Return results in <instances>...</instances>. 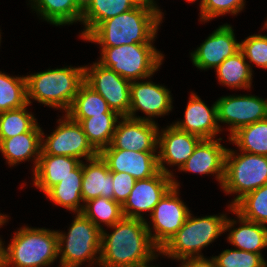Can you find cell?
<instances>
[{
  "instance_id": "9c48e42d",
  "label": "cell",
  "mask_w": 267,
  "mask_h": 267,
  "mask_svg": "<svg viewBox=\"0 0 267 267\" xmlns=\"http://www.w3.org/2000/svg\"><path fill=\"white\" fill-rule=\"evenodd\" d=\"M63 118L58 120L59 126L46 139L42 131L40 155L68 156L79 160L83 157L85 160L95 158L98 152L88 142L81 124L67 114Z\"/></svg>"
},
{
  "instance_id": "8fae6325",
  "label": "cell",
  "mask_w": 267,
  "mask_h": 267,
  "mask_svg": "<svg viewBox=\"0 0 267 267\" xmlns=\"http://www.w3.org/2000/svg\"><path fill=\"white\" fill-rule=\"evenodd\" d=\"M85 83L101 95L111 110L121 117L128 116L130 110V81L101 64L93 63L84 67Z\"/></svg>"
},
{
  "instance_id": "f546056e",
  "label": "cell",
  "mask_w": 267,
  "mask_h": 267,
  "mask_svg": "<svg viewBox=\"0 0 267 267\" xmlns=\"http://www.w3.org/2000/svg\"><path fill=\"white\" fill-rule=\"evenodd\" d=\"M33 1V2H32ZM32 8L53 25L60 26L81 22L82 15L76 10L75 0H30Z\"/></svg>"
},
{
  "instance_id": "5b68a950",
  "label": "cell",
  "mask_w": 267,
  "mask_h": 267,
  "mask_svg": "<svg viewBox=\"0 0 267 267\" xmlns=\"http://www.w3.org/2000/svg\"><path fill=\"white\" fill-rule=\"evenodd\" d=\"M190 213L183 226L170 241L160 250L158 255L180 260L189 257H202L201 249L210 245L225 232L227 216L210 215L194 218Z\"/></svg>"
},
{
  "instance_id": "e0dca14e",
  "label": "cell",
  "mask_w": 267,
  "mask_h": 267,
  "mask_svg": "<svg viewBox=\"0 0 267 267\" xmlns=\"http://www.w3.org/2000/svg\"><path fill=\"white\" fill-rule=\"evenodd\" d=\"M228 24L221 25L191 53L193 65L199 69L217 68L225 59L240 51L241 43L235 39Z\"/></svg>"
},
{
  "instance_id": "d4e9b609",
  "label": "cell",
  "mask_w": 267,
  "mask_h": 267,
  "mask_svg": "<svg viewBox=\"0 0 267 267\" xmlns=\"http://www.w3.org/2000/svg\"><path fill=\"white\" fill-rule=\"evenodd\" d=\"M83 178V162L71 172V175L62 179L50 188L45 194L54 204L67 208L76 213H82L84 205L81 196Z\"/></svg>"
},
{
  "instance_id": "4dcf8cb0",
  "label": "cell",
  "mask_w": 267,
  "mask_h": 267,
  "mask_svg": "<svg viewBox=\"0 0 267 267\" xmlns=\"http://www.w3.org/2000/svg\"><path fill=\"white\" fill-rule=\"evenodd\" d=\"M229 140L239 147V151L267 156V119L238 129Z\"/></svg>"
},
{
  "instance_id": "7bdbcfd3",
  "label": "cell",
  "mask_w": 267,
  "mask_h": 267,
  "mask_svg": "<svg viewBox=\"0 0 267 267\" xmlns=\"http://www.w3.org/2000/svg\"><path fill=\"white\" fill-rule=\"evenodd\" d=\"M4 244L0 239V267H4Z\"/></svg>"
},
{
  "instance_id": "cb8c5ba5",
  "label": "cell",
  "mask_w": 267,
  "mask_h": 267,
  "mask_svg": "<svg viewBox=\"0 0 267 267\" xmlns=\"http://www.w3.org/2000/svg\"><path fill=\"white\" fill-rule=\"evenodd\" d=\"M81 160L75 157L40 155L38 164L34 168V185L46 193L62 179L71 175Z\"/></svg>"
},
{
  "instance_id": "484cf974",
  "label": "cell",
  "mask_w": 267,
  "mask_h": 267,
  "mask_svg": "<svg viewBox=\"0 0 267 267\" xmlns=\"http://www.w3.org/2000/svg\"><path fill=\"white\" fill-rule=\"evenodd\" d=\"M66 114L71 119H85L97 115H119L111 110L104 98L85 82L79 87L78 93Z\"/></svg>"
},
{
  "instance_id": "8d00e7d4",
  "label": "cell",
  "mask_w": 267,
  "mask_h": 267,
  "mask_svg": "<svg viewBox=\"0 0 267 267\" xmlns=\"http://www.w3.org/2000/svg\"><path fill=\"white\" fill-rule=\"evenodd\" d=\"M245 59L267 69V35H251L241 42Z\"/></svg>"
},
{
  "instance_id": "74e56055",
  "label": "cell",
  "mask_w": 267,
  "mask_h": 267,
  "mask_svg": "<svg viewBox=\"0 0 267 267\" xmlns=\"http://www.w3.org/2000/svg\"><path fill=\"white\" fill-rule=\"evenodd\" d=\"M244 3V0H205L200 8V19L206 22L227 13L237 15L242 11Z\"/></svg>"
},
{
  "instance_id": "9a60e30c",
  "label": "cell",
  "mask_w": 267,
  "mask_h": 267,
  "mask_svg": "<svg viewBox=\"0 0 267 267\" xmlns=\"http://www.w3.org/2000/svg\"><path fill=\"white\" fill-rule=\"evenodd\" d=\"M170 91L152 81L130 83L129 118L155 122L151 117L163 116L172 111V97ZM141 110L149 117H137L136 111Z\"/></svg>"
},
{
  "instance_id": "30bf717a",
  "label": "cell",
  "mask_w": 267,
  "mask_h": 267,
  "mask_svg": "<svg viewBox=\"0 0 267 267\" xmlns=\"http://www.w3.org/2000/svg\"><path fill=\"white\" fill-rule=\"evenodd\" d=\"M179 183L173 179V186L164 194L150 214L152 227L151 235L154 245L161 250L176 232L183 226L190 214V210L179 199Z\"/></svg>"
},
{
  "instance_id": "2e32d148",
  "label": "cell",
  "mask_w": 267,
  "mask_h": 267,
  "mask_svg": "<svg viewBox=\"0 0 267 267\" xmlns=\"http://www.w3.org/2000/svg\"><path fill=\"white\" fill-rule=\"evenodd\" d=\"M161 134V135H160ZM160 135V136H159ZM202 140L197 135L181 131L173 124L165 130L158 131V145L160 150L158 151V164L159 169L163 173L173 176L167 165H178L179 170L185 164V162L191 157L198 143Z\"/></svg>"
},
{
  "instance_id": "7c38bea8",
  "label": "cell",
  "mask_w": 267,
  "mask_h": 267,
  "mask_svg": "<svg viewBox=\"0 0 267 267\" xmlns=\"http://www.w3.org/2000/svg\"><path fill=\"white\" fill-rule=\"evenodd\" d=\"M216 103L218 123L230 125V136L244 126L267 119V99L230 95L221 97Z\"/></svg>"
},
{
  "instance_id": "1f68e13d",
  "label": "cell",
  "mask_w": 267,
  "mask_h": 267,
  "mask_svg": "<svg viewBox=\"0 0 267 267\" xmlns=\"http://www.w3.org/2000/svg\"><path fill=\"white\" fill-rule=\"evenodd\" d=\"M82 213L101 230V222L111 227L124 217L122 205L114 199L105 197H97L86 202Z\"/></svg>"
},
{
  "instance_id": "44dd1931",
  "label": "cell",
  "mask_w": 267,
  "mask_h": 267,
  "mask_svg": "<svg viewBox=\"0 0 267 267\" xmlns=\"http://www.w3.org/2000/svg\"><path fill=\"white\" fill-rule=\"evenodd\" d=\"M83 162L81 196L84 204L97 197L113 199V180L106 162L98 154L95 158Z\"/></svg>"
},
{
  "instance_id": "ba28073f",
  "label": "cell",
  "mask_w": 267,
  "mask_h": 267,
  "mask_svg": "<svg viewBox=\"0 0 267 267\" xmlns=\"http://www.w3.org/2000/svg\"><path fill=\"white\" fill-rule=\"evenodd\" d=\"M236 155L227 149L222 189L227 194H239L229 205L233 207L246 194L267 184V156L242 152Z\"/></svg>"
},
{
  "instance_id": "ee69618b",
  "label": "cell",
  "mask_w": 267,
  "mask_h": 267,
  "mask_svg": "<svg viewBox=\"0 0 267 267\" xmlns=\"http://www.w3.org/2000/svg\"><path fill=\"white\" fill-rule=\"evenodd\" d=\"M8 216L0 214V226L4 225L6 223V219Z\"/></svg>"
},
{
  "instance_id": "4fadbf2b",
  "label": "cell",
  "mask_w": 267,
  "mask_h": 267,
  "mask_svg": "<svg viewBox=\"0 0 267 267\" xmlns=\"http://www.w3.org/2000/svg\"><path fill=\"white\" fill-rule=\"evenodd\" d=\"M158 131L155 122L123 116L116 125L110 145L104 149L157 152Z\"/></svg>"
},
{
  "instance_id": "f1b7e54d",
  "label": "cell",
  "mask_w": 267,
  "mask_h": 267,
  "mask_svg": "<svg viewBox=\"0 0 267 267\" xmlns=\"http://www.w3.org/2000/svg\"><path fill=\"white\" fill-rule=\"evenodd\" d=\"M120 115H97L85 119H72L81 124L88 142L99 153L111 143Z\"/></svg>"
},
{
  "instance_id": "d6986e66",
  "label": "cell",
  "mask_w": 267,
  "mask_h": 267,
  "mask_svg": "<svg viewBox=\"0 0 267 267\" xmlns=\"http://www.w3.org/2000/svg\"><path fill=\"white\" fill-rule=\"evenodd\" d=\"M186 106L184 120L173 125L181 131L199 136L202 139L216 137L222 131L218 124L217 103L210 108L196 94H191Z\"/></svg>"
},
{
  "instance_id": "4316f807",
  "label": "cell",
  "mask_w": 267,
  "mask_h": 267,
  "mask_svg": "<svg viewBox=\"0 0 267 267\" xmlns=\"http://www.w3.org/2000/svg\"><path fill=\"white\" fill-rule=\"evenodd\" d=\"M134 0H92L89 9L82 15L84 30L81 33L85 39L100 23L129 11L136 6Z\"/></svg>"
},
{
  "instance_id": "ac0fdd59",
  "label": "cell",
  "mask_w": 267,
  "mask_h": 267,
  "mask_svg": "<svg viewBox=\"0 0 267 267\" xmlns=\"http://www.w3.org/2000/svg\"><path fill=\"white\" fill-rule=\"evenodd\" d=\"M110 172H126L136 180L155 176L159 171L158 154L155 152L102 149L98 153Z\"/></svg>"
},
{
  "instance_id": "52a82bcc",
  "label": "cell",
  "mask_w": 267,
  "mask_h": 267,
  "mask_svg": "<svg viewBox=\"0 0 267 267\" xmlns=\"http://www.w3.org/2000/svg\"><path fill=\"white\" fill-rule=\"evenodd\" d=\"M68 234H58V255L63 267H79L88 260L89 264L99 265L102 230L83 213H76ZM96 254H99L96 257ZM95 257V258H94ZM97 258V259H96ZM96 262H94V261Z\"/></svg>"
},
{
  "instance_id": "5bb4252c",
  "label": "cell",
  "mask_w": 267,
  "mask_h": 267,
  "mask_svg": "<svg viewBox=\"0 0 267 267\" xmlns=\"http://www.w3.org/2000/svg\"><path fill=\"white\" fill-rule=\"evenodd\" d=\"M173 186V177L162 171L147 179L137 180L122 205L124 217L143 218L141 212L154 210L164 194Z\"/></svg>"
},
{
  "instance_id": "277c9868",
  "label": "cell",
  "mask_w": 267,
  "mask_h": 267,
  "mask_svg": "<svg viewBox=\"0 0 267 267\" xmlns=\"http://www.w3.org/2000/svg\"><path fill=\"white\" fill-rule=\"evenodd\" d=\"M4 247V267H46L58 254V234L45 228L21 227Z\"/></svg>"
},
{
  "instance_id": "ab89813d",
  "label": "cell",
  "mask_w": 267,
  "mask_h": 267,
  "mask_svg": "<svg viewBox=\"0 0 267 267\" xmlns=\"http://www.w3.org/2000/svg\"><path fill=\"white\" fill-rule=\"evenodd\" d=\"M183 262L180 267H216V263L213 259H207L202 257H189L181 259Z\"/></svg>"
},
{
  "instance_id": "83f0119b",
  "label": "cell",
  "mask_w": 267,
  "mask_h": 267,
  "mask_svg": "<svg viewBox=\"0 0 267 267\" xmlns=\"http://www.w3.org/2000/svg\"><path fill=\"white\" fill-rule=\"evenodd\" d=\"M216 69L219 82L232 88L250 89L252 85V68L246 62L243 52L240 50L231 57L225 59Z\"/></svg>"
},
{
  "instance_id": "60d3db41",
  "label": "cell",
  "mask_w": 267,
  "mask_h": 267,
  "mask_svg": "<svg viewBox=\"0 0 267 267\" xmlns=\"http://www.w3.org/2000/svg\"><path fill=\"white\" fill-rule=\"evenodd\" d=\"M92 0H75L76 10L83 15L90 7Z\"/></svg>"
},
{
  "instance_id": "6da1fadb",
  "label": "cell",
  "mask_w": 267,
  "mask_h": 267,
  "mask_svg": "<svg viewBox=\"0 0 267 267\" xmlns=\"http://www.w3.org/2000/svg\"><path fill=\"white\" fill-rule=\"evenodd\" d=\"M110 228L114 230L111 234L102 230L99 266L153 267L149 263L160 250L151 240L145 219L123 217Z\"/></svg>"
},
{
  "instance_id": "3957f363",
  "label": "cell",
  "mask_w": 267,
  "mask_h": 267,
  "mask_svg": "<svg viewBox=\"0 0 267 267\" xmlns=\"http://www.w3.org/2000/svg\"><path fill=\"white\" fill-rule=\"evenodd\" d=\"M84 67L48 69L25 76L28 104H31L32 99L66 113L85 81Z\"/></svg>"
},
{
  "instance_id": "ffe728a7",
  "label": "cell",
  "mask_w": 267,
  "mask_h": 267,
  "mask_svg": "<svg viewBox=\"0 0 267 267\" xmlns=\"http://www.w3.org/2000/svg\"><path fill=\"white\" fill-rule=\"evenodd\" d=\"M214 139H202L180 170L199 174H216V179L222 185L227 148L220 144L222 138Z\"/></svg>"
},
{
  "instance_id": "7a4b0ae2",
  "label": "cell",
  "mask_w": 267,
  "mask_h": 267,
  "mask_svg": "<svg viewBox=\"0 0 267 267\" xmlns=\"http://www.w3.org/2000/svg\"><path fill=\"white\" fill-rule=\"evenodd\" d=\"M161 21L159 12L137 4L131 10L100 23L84 40L98 43L101 48L153 43Z\"/></svg>"
},
{
  "instance_id": "b9f144b4",
  "label": "cell",
  "mask_w": 267,
  "mask_h": 267,
  "mask_svg": "<svg viewBox=\"0 0 267 267\" xmlns=\"http://www.w3.org/2000/svg\"><path fill=\"white\" fill-rule=\"evenodd\" d=\"M134 1L138 5H145V6H148L152 9H154L155 11L159 12L163 16V13L161 12V10L158 9V7H156L157 5L155 4L154 0H134Z\"/></svg>"
},
{
  "instance_id": "836d02e7",
  "label": "cell",
  "mask_w": 267,
  "mask_h": 267,
  "mask_svg": "<svg viewBox=\"0 0 267 267\" xmlns=\"http://www.w3.org/2000/svg\"><path fill=\"white\" fill-rule=\"evenodd\" d=\"M233 209L247 220L267 224V184L246 194Z\"/></svg>"
},
{
  "instance_id": "d590c367",
  "label": "cell",
  "mask_w": 267,
  "mask_h": 267,
  "mask_svg": "<svg viewBox=\"0 0 267 267\" xmlns=\"http://www.w3.org/2000/svg\"><path fill=\"white\" fill-rule=\"evenodd\" d=\"M213 259L216 267H267L262 254L238 249H226Z\"/></svg>"
},
{
  "instance_id": "f35d334b",
  "label": "cell",
  "mask_w": 267,
  "mask_h": 267,
  "mask_svg": "<svg viewBox=\"0 0 267 267\" xmlns=\"http://www.w3.org/2000/svg\"><path fill=\"white\" fill-rule=\"evenodd\" d=\"M113 199L123 205L137 181L126 172H112Z\"/></svg>"
},
{
  "instance_id": "d6a6232c",
  "label": "cell",
  "mask_w": 267,
  "mask_h": 267,
  "mask_svg": "<svg viewBox=\"0 0 267 267\" xmlns=\"http://www.w3.org/2000/svg\"><path fill=\"white\" fill-rule=\"evenodd\" d=\"M27 104L26 77H12L0 71V113Z\"/></svg>"
},
{
  "instance_id": "f6af8a7d",
  "label": "cell",
  "mask_w": 267,
  "mask_h": 267,
  "mask_svg": "<svg viewBox=\"0 0 267 267\" xmlns=\"http://www.w3.org/2000/svg\"><path fill=\"white\" fill-rule=\"evenodd\" d=\"M186 1H188V2H194V1H196V0H186ZM204 1H205V0H201V1H200V2H201V3H200V8L202 7Z\"/></svg>"
},
{
  "instance_id": "8992f818",
  "label": "cell",
  "mask_w": 267,
  "mask_h": 267,
  "mask_svg": "<svg viewBox=\"0 0 267 267\" xmlns=\"http://www.w3.org/2000/svg\"><path fill=\"white\" fill-rule=\"evenodd\" d=\"M154 47L152 43H135L102 48L98 63L130 82L143 81L159 69L164 59Z\"/></svg>"
},
{
  "instance_id": "603a6c76",
  "label": "cell",
  "mask_w": 267,
  "mask_h": 267,
  "mask_svg": "<svg viewBox=\"0 0 267 267\" xmlns=\"http://www.w3.org/2000/svg\"><path fill=\"white\" fill-rule=\"evenodd\" d=\"M0 151L10 166L32 157L36 168L42 151V129L37 124L29 132L8 139H0Z\"/></svg>"
},
{
  "instance_id": "e575fe53",
  "label": "cell",
  "mask_w": 267,
  "mask_h": 267,
  "mask_svg": "<svg viewBox=\"0 0 267 267\" xmlns=\"http://www.w3.org/2000/svg\"><path fill=\"white\" fill-rule=\"evenodd\" d=\"M26 106L0 113V139H8L31 131L38 123Z\"/></svg>"
},
{
  "instance_id": "7402d4cb",
  "label": "cell",
  "mask_w": 267,
  "mask_h": 267,
  "mask_svg": "<svg viewBox=\"0 0 267 267\" xmlns=\"http://www.w3.org/2000/svg\"><path fill=\"white\" fill-rule=\"evenodd\" d=\"M233 214H236L240 224L238 228H233L234 224L237 222L230 218L226 219L225 222V232L228 229L231 231L227 237V240L233 246L238 247V250H244L248 252H253L257 254H261V250L267 247V227L266 225L259 224L250 220L243 218L239 215L233 207L230 208Z\"/></svg>"
}]
</instances>
